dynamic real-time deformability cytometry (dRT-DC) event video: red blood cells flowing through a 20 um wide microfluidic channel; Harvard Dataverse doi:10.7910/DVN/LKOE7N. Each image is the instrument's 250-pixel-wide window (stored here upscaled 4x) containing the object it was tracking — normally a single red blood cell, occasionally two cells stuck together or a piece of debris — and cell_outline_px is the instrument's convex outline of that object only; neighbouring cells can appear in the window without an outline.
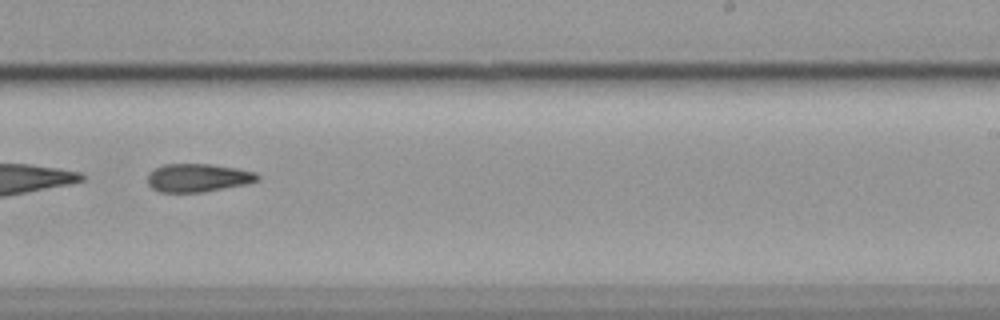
{"species": "common noctule bat (a hibernating species)", "species_latin": "Nyctalus noctula", "temperature_condition": "cold", "stored_images_in_passage": 55, "segment_of_instrument_passage": [2, 2], "camera_frame_rate_fps": 3000, "um_per_image_px": 0.085, "animal": {"sex": "female", "body_mass_g": 19.9}, "frame": {"image": 1, "passage_image": 35, "time_ms": 11.333, "image_size_px": [1000, 320], "cell_outline_px": [[260, 180], [248, 184], [204, 192], [160, 192], [152, 188], [148, 184], [148, 172], [164, 164], [212, 164], [236, 168], [256, 172], [260, 176]], "centroid_in_image_um": [16.86, 15.11], "position_along_channel_um": 272.1, "area_um2": 18.26}}